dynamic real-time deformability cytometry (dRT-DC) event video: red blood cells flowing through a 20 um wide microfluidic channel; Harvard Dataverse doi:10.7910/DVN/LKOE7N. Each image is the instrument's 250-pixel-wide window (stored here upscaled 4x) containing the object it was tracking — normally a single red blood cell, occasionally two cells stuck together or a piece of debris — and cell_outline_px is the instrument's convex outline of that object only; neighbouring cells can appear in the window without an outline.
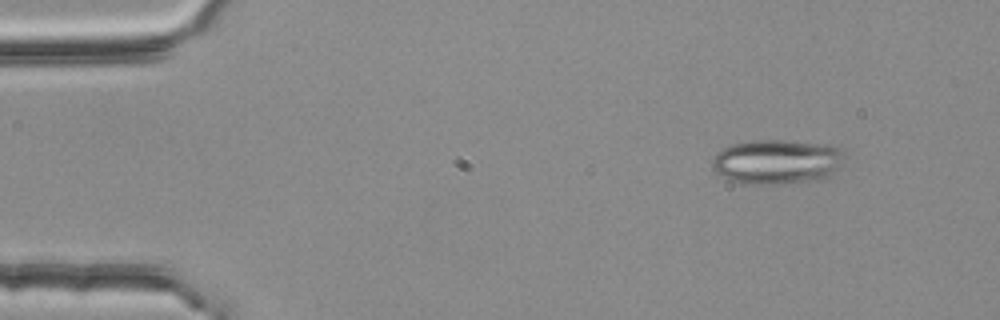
{"species": "common noctule bat (a hibernating species)", "species_latin": "Nyctalus noctula", "temperature_condition": "room temperature", "stored_images_in_passage": 53, "camera_frame_rate_fps": 3000, "um_per_image_px": 0.085, "animal": {"sex": "female", "body_mass_g": 25.1}, "frame": {"image": 1, "passage_image": 5, "time_ms": 1.333, "image_size_px": [1000, 320], "cell_outline_px": [[844, 164], [840, 168], [828, 176], [816, 180], [780, 184], [748, 184], [732, 180], [724, 176], [712, 168], [712, 156], [724, 148], [732, 144], [752, 140], [780, 140], [832, 144], [840, 148], [844, 156]], "centroid_in_image_um": [66.09, 13.73], "position_along_channel_um": 18.9, "area_um2": 34.62}}
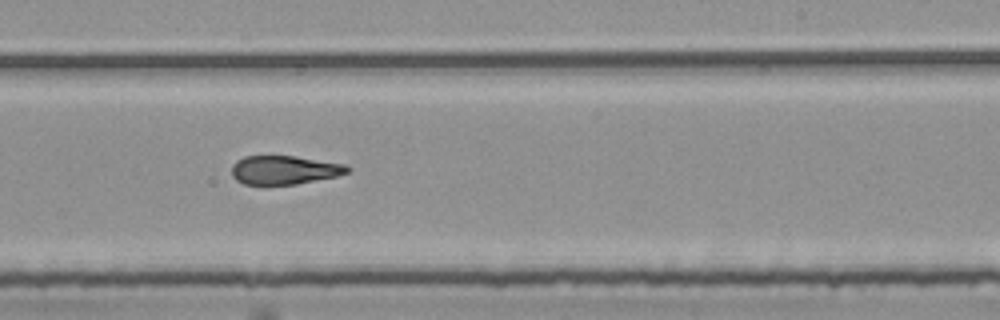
{"frame": {"image": 2, "passage_image": 32, "time_ms": 10.333, "image_size_px": [1000, 320], "cell_outline_px": [[352, 168], [348, 172], [336, 176], [296, 184], [244, 184], [236, 180], [232, 176], [232, 164], [236, 160], [244, 156], [296, 156], [344, 164]], "centroid_in_image_um": [24.15, 14.44], "position_along_channel_um": 264.9, "area_um2": 19.31}}
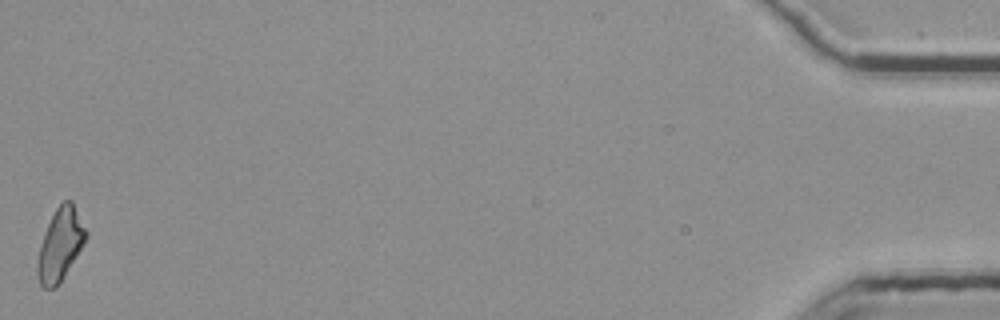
{"frame": {"image": 3, "passage_image": 53, "time_ms": 17.333, "image_size_px": [1000, 320], "cell_outline_px": [[88, 236], [84, 244], [56, 288], [44, 288], [40, 284], [36, 276], [36, 264], [40, 244], [44, 232], [56, 208], [64, 200], [72, 200], [88, 232]], "centroid_in_image_um": [5.11, 20.79], "position_along_channel_um": 430.1, "area_um2": 20.46}, "authors_computed_cell_mechanics": {"area_um2": 20.519, "velocity_mm_per_s": 3.7931, "shape_relaxation_time_tau1_ms": null, "shape_relaxation_time_tau2_ms": 3.4859, "deformation_change_tau1": null, "deformation_change_tau2": 0.1364}}